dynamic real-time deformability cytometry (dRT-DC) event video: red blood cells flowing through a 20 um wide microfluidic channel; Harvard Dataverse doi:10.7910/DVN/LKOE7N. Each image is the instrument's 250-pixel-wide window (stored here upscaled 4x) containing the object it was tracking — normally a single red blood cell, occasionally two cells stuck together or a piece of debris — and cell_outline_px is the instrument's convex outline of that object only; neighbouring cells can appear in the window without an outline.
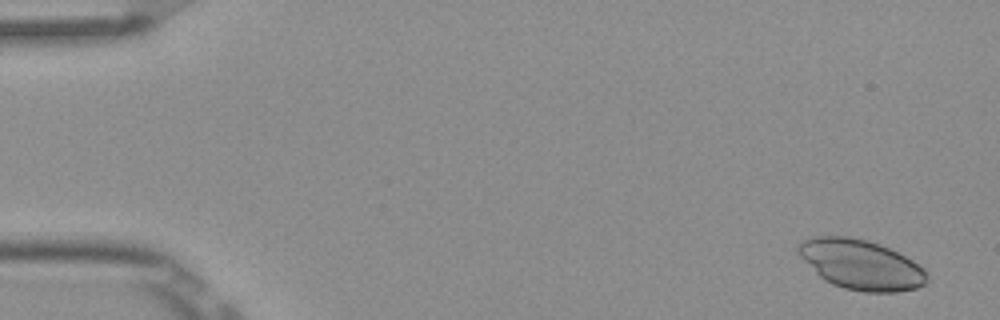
{"species": "Egyptian fruit bat (a non-hibernating species)", "species_latin": "Rousettus aegyptiacus", "temperature_condition": "room temperature", "stored_images_in_passage": 6, "camera_frame_rate_fps": 3000, "um_per_image_px": 0.085, "frame": {"image": 1, "passage_image": 1, "time_ms": 0.0, "image_size_px": [1000, 320], "cell_outline_px": [[928, 280], [924, 284], [916, 288], [896, 292], [864, 292], [844, 288], [832, 284], [824, 280], [800, 256], [796, 248], [796, 244], [812, 236], [848, 236], [868, 240], [880, 244], [912, 260], [924, 268], [928, 276]], "centroid_in_image_um": [73.17, 22.48], "position_along_channel_um": 11.8, "area_um2": 37.34}}